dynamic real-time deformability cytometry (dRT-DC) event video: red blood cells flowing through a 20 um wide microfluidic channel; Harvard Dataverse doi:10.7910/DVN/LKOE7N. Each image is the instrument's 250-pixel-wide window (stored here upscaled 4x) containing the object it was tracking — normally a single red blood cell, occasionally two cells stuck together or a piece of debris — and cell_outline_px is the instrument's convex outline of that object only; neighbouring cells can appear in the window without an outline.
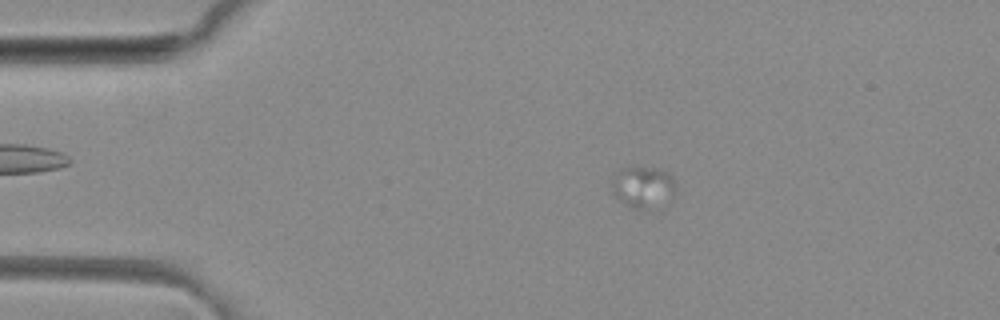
{"species": "common noctule bat (a hibernating species)", "species_latin": "Nyctalus noctula", "temperature_condition": "room temperature", "stored_images_in_passage": 30, "camera_frame_rate_fps": 3000, "um_per_image_px": 0.085, "animal": {"sex": "female", "body_mass_g": 29.2, "forearm_length_mm": 56.3}, "frame": {"image": 1, "passage_image": 12, "time_ms": 3.667, "image_size_px": [1000, 320], "cell_outline_px": [[676, 188], [672, 192], [644, 212], [632, 208], [616, 196], [612, 192], [612, 172], [624, 168], [648, 168], [668, 172], [672, 176]], "centroid_in_image_um": [54.56, 15.87], "position_along_channel_um": 30.4, "area_um2": 14.8}}
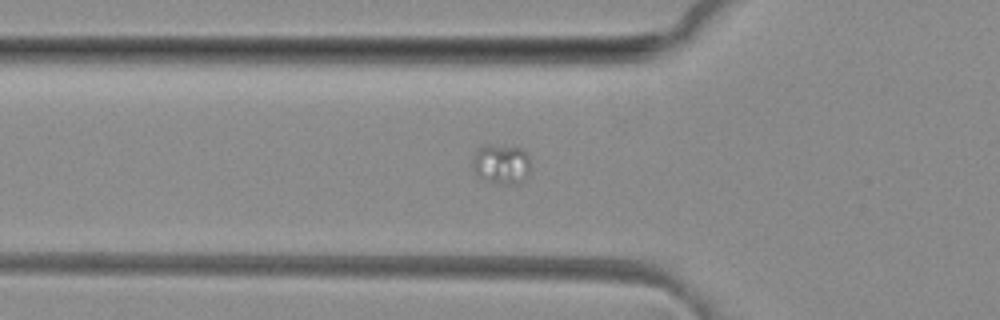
{"frame": {"image": 2, "passage_image": 20, "time_ms": 6.333, "image_size_px": [1000, 320], "cell_outline_px": [[528, 176], [524, 184], [496, 184], [484, 180], [476, 172], [472, 164], [472, 160], [476, 152], [484, 144], [492, 144], [520, 148], [528, 156]], "centroid_in_image_um": [42.62, 13.98], "position_along_channel_um": 83.2, "area_um2": 13.53}}